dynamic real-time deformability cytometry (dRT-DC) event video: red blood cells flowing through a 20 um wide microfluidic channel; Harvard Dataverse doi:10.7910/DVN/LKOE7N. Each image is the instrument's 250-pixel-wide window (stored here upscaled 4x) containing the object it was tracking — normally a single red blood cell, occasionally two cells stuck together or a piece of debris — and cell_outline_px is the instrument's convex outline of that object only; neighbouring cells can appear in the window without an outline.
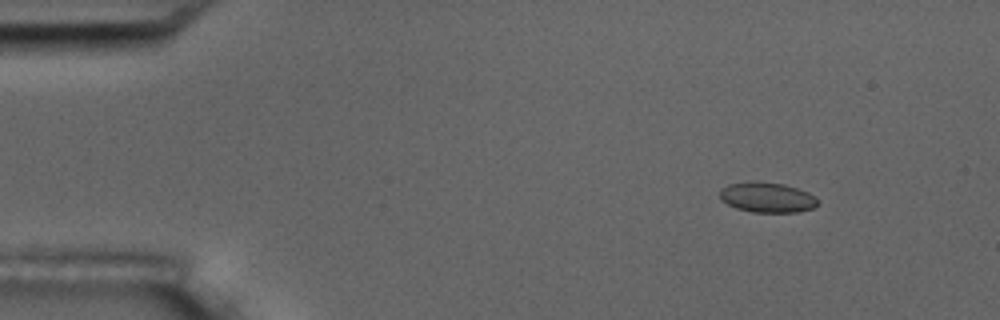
{"species": "common noctule bat (a hibernating species)", "species_latin": "Nyctalus noctula", "temperature_condition": "room temperature", "stored_images_in_passage": 5, "camera_frame_rate_fps": 3000, "um_per_image_px": 0.085, "animal": {"sex": "male", "body_mass_g": 17.5, "forearm_length_mm": 52.3}, "frame": {"image": 1, "passage_image": 2, "time_ms": 0.333, "image_size_px": [1000, 320], "cell_outline_px": [[820, 200], [812, 208], [800, 212], [752, 212], [736, 208], [720, 200], [720, 188], [728, 184], [752, 180], [756, 180], [784, 184], [808, 192], [816, 196]], "centroid_in_image_um": [65.19, 16.76], "position_along_channel_um": 19.8, "area_um2": 17.51}}
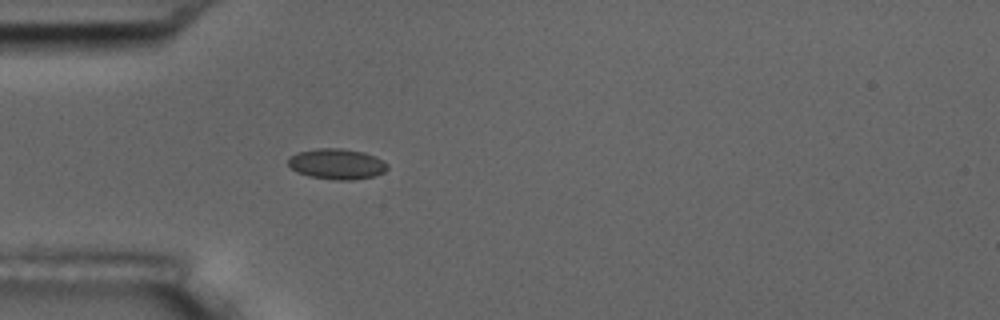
{"frame": {"image": 2, "passage_image": 5, "time_ms": 1.333, "image_size_px": [1000, 320], "cell_outline_px": [[388, 168], [384, 172], [372, 176], [352, 180], [332, 180], [308, 176], [296, 172], [288, 164], [288, 156], [296, 152], [316, 148], [340, 148], [364, 152], [376, 156], [388, 164]], "centroid_in_image_um": [28.6, 13.93], "position_along_channel_um": 56.4, "area_um2": 17.92}}